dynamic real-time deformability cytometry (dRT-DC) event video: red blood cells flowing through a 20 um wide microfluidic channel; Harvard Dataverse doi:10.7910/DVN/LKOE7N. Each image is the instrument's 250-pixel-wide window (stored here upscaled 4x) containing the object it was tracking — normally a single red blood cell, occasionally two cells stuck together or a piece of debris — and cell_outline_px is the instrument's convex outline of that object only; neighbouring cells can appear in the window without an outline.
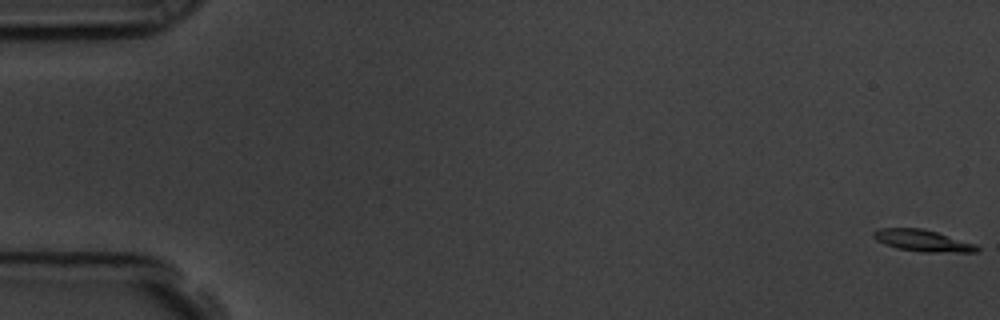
{"species": "common noctule bat (a hibernating species)", "species_latin": "Nyctalus noctula", "temperature_condition": "room temperature", "stored_images_in_passage": 58, "camera_frame_rate_fps": 3000, "um_per_image_px": 0.085, "animal": {"sex": "male", "body_mass_g": 19.5, "forearm_length_mm": 54.6}, "frame": {"image": 1, "passage_image": 1, "time_ms": 0.0, "image_size_px": [1000, 320], "cell_outline_px": [[980, 248], [976, 252], [924, 252], [896, 248], [876, 240], [872, 236], [872, 232], [880, 228], [924, 228], [976, 244]], "centroid_in_image_um": [78.42, 20.45], "position_along_channel_um": 6.6, "area_um2": 13.06}}
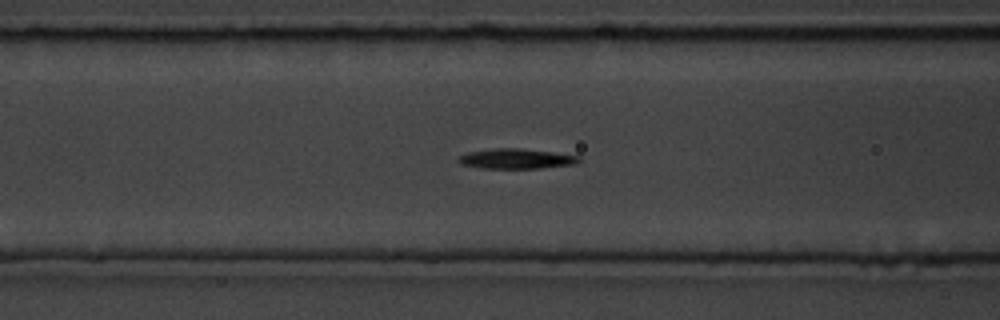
{"frame": {"image": 2, "passage_image": 24, "time_ms": 7.667, "image_size_px": [1000, 320], "cell_outline_px": [[580, 160], [576, 164], [540, 168], [480, 168], [460, 164], [456, 160], [460, 156], [468, 152], [496, 148], [520, 148], [552, 152], [580, 156]], "centroid_in_image_um": [43.86, 13.49], "position_along_channel_um": 122.7, "area_um2": 14.05}}
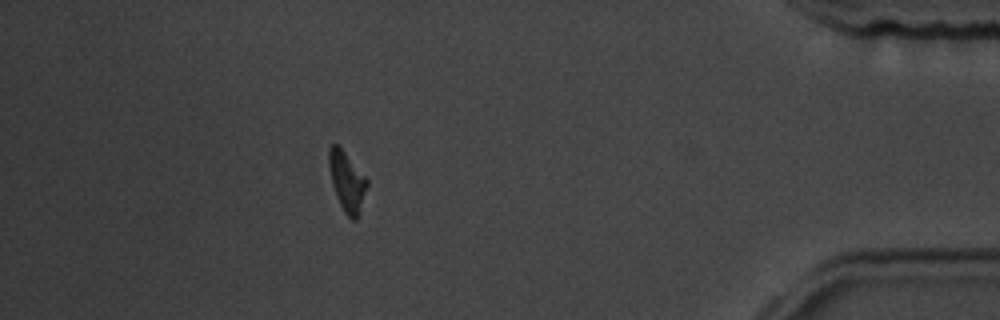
{"frame": {"image": 3, "passage_image": 52, "time_ms": 17.0, "image_size_px": [1000, 320], "cell_outline_px": [[368, 184], [356, 220], [352, 220], [344, 212], [336, 196], [332, 184], [328, 164], [328, 148], [332, 144], [336, 144], [344, 152], [368, 180]], "centroid_in_image_um": [29.46, 15.42], "position_along_channel_um": 405.7, "area_um2": 12.95}, "authors_computed_cell_mechanics": {"area_um2": 13.0628, "velocity_mm_per_s": 3.5586, "shape_relaxation_time_tau1_ms": 2.5856, "shape_relaxation_time_tau2_ms": null, "deformation_change_tau1": 0.1648, "deformation_change_tau2": null}}